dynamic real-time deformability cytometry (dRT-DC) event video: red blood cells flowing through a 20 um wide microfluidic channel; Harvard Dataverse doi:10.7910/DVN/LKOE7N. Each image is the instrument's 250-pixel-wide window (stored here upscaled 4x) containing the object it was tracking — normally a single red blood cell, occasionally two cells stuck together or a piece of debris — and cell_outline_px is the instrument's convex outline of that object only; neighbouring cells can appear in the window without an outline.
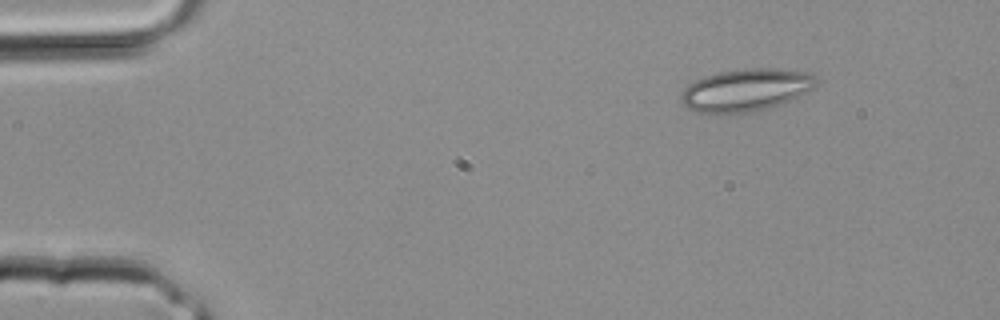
{"species": "common noctule bat (a hibernating species)", "species_latin": "Nyctalus noctula", "temperature_condition": "room temperature", "stored_images_in_passage": 2, "camera_frame_rate_fps": 3000, "um_per_image_px": 0.085, "animal": {"sex": "male", "body_mass_g": 20.4}, "frame": {"image": 1, "passage_image": 1, "time_ms": 0.0, "image_size_px": [1000, 320], "cell_outline_px": [[816, 84], [812, 88], [780, 104], [748, 112], [696, 112], [680, 104], [680, 92], [688, 84], [704, 76], [720, 72], [756, 68], [768, 68], [812, 72], [816, 76]], "centroid_in_image_um": [63.35, 7.63], "position_along_channel_um": 21.7, "area_um2": 32.83}}